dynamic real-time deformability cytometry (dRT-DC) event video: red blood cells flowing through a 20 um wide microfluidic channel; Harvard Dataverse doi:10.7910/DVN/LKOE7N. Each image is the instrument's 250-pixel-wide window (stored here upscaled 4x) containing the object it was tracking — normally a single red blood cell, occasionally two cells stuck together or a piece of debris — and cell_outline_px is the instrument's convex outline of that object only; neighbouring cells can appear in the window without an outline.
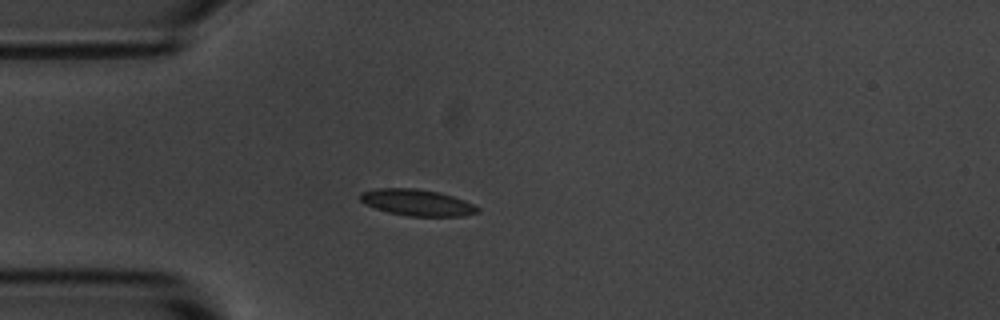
{"species": "common noctule bat (a hibernating species)", "species_latin": "Nyctalus noctula", "temperature_condition": "room temperature", "stored_images_in_passage": 3, "camera_frame_rate_fps": 3000, "um_per_image_px": 0.085, "animal": {"sex": "male", "body_mass_g": 20.1, "forearm_length_mm": 53.5}, "frame": {"image": 1, "passage_image": 3, "time_ms": 2.333, "image_size_px": [1000, 320], "cell_outline_px": [[480, 212], [464, 216], [408, 216], [388, 212], [364, 204], [360, 200], [360, 192], [376, 188], [416, 188], [440, 192], [464, 200], [480, 208]], "centroid_in_image_um": [35.45, 17.21], "position_along_channel_um": 49.6, "area_um2": 18.15}}